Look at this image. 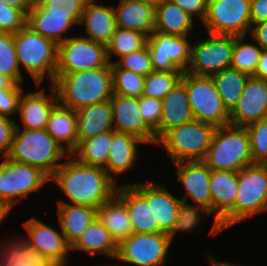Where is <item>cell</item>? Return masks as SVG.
<instances>
[{"label": "cell", "mask_w": 267, "mask_h": 266, "mask_svg": "<svg viewBox=\"0 0 267 266\" xmlns=\"http://www.w3.org/2000/svg\"><path fill=\"white\" fill-rule=\"evenodd\" d=\"M25 266H55V265L50 262L43 261L42 263L30 264V265H25Z\"/></svg>", "instance_id": "59"}, {"label": "cell", "mask_w": 267, "mask_h": 266, "mask_svg": "<svg viewBox=\"0 0 267 266\" xmlns=\"http://www.w3.org/2000/svg\"><path fill=\"white\" fill-rule=\"evenodd\" d=\"M58 102L77 110L96 103L109 101L113 96L112 64L67 74H56L52 83Z\"/></svg>", "instance_id": "2"}, {"label": "cell", "mask_w": 267, "mask_h": 266, "mask_svg": "<svg viewBox=\"0 0 267 266\" xmlns=\"http://www.w3.org/2000/svg\"><path fill=\"white\" fill-rule=\"evenodd\" d=\"M116 195L126 204L133 233H159L152 213V182L124 184Z\"/></svg>", "instance_id": "16"}, {"label": "cell", "mask_w": 267, "mask_h": 266, "mask_svg": "<svg viewBox=\"0 0 267 266\" xmlns=\"http://www.w3.org/2000/svg\"><path fill=\"white\" fill-rule=\"evenodd\" d=\"M70 154L43 129H23L16 124L8 158L35 166L51 177ZM60 162V163H59Z\"/></svg>", "instance_id": "3"}, {"label": "cell", "mask_w": 267, "mask_h": 266, "mask_svg": "<svg viewBox=\"0 0 267 266\" xmlns=\"http://www.w3.org/2000/svg\"><path fill=\"white\" fill-rule=\"evenodd\" d=\"M23 93L21 84L13 83L7 89H0V116L11 118L19 112V103Z\"/></svg>", "instance_id": "48"}, {"label": "cell", "mask_w": 267, "mask_h": 266, "mask_svg": "<svg viewBox=\"0 0 267 266\" xmlns=\"http://www.w3.org/2000/svg\"><path fill=\"white\" fill-rule=\"evenodd\" d=\"M12 7L21 10L26 16H28L30 10L34 7L36 0H5Z\"/></svg>", "instance_id": "54"}, {"label": "cell", "mask_w": 267, "mask_h": 266, "mask_svg": "<svg viewBox=\"0 0 267 266\" xmlns=\"http://www.w3.org/2000/svg\"><path fill=\"white\" fill-rule=\"evenodd\" d=\"M88 0H36L48 14L58 16H82Z\"/></svg>", "instance_id": "44"}, {"label": "cell", "mask_w": 267, "mask_h": 266, "mask_svg": "<svg viewBox=\"0 0 267 266\" xmlns=\"http://www.w3.org/2000/svg\"><path fill=\"white\" fill-rule=\"evenodd\" d=\"M210 264H211V266H235V265H233L232 263H229V262L217 261L212 256L210 258Z\"/></svg>", "instance_id": "56"}, {"label": "cell", "mask_w": 267, "mask_h": 266, "mask_svg": "<svg viewBox=\"0 0 267 266\" xmlns=\"http://www.w3.org/2000/svg\"><path fill=\"white\" fill-rule=\"evenodd\" d=\"M16 122L13 119L0 116V155L5 158L10 152Z\"/></svg>", "instance_id": "49"}, {"label": "cell", "mask_w": 267, "mask_h": 266, "mask_svg": "<svg viewBox=\"0 0 267 266\" xmlns=\"http://www.w3.org/2000/svg\"><path fill=\"white\" fill-rule=\"evenodd\" d=\"M67 159L69 160L62 162L56 169L50 180L55 182L71 201L69 204L98 209L116 195V180L103 168L79 163L71 155Z\"/></svg>", "instance_id": "1"}, {"label": "cell", "mask_w": 267, "mask_h": 266, "mask_svg": "<svg viewBox=\"0 0 267 266\" xmlns=\"http://www.w3.org/2000/svg\"><path fill=\"white\" fill-rule=\"evenodd\" d=\"M251 23L267 21V0H250Z\"/></svg>", "instance_id": "51"}, {"label": "cell", "mask_w": 267, "mask_h": 266, "mask_svg": "<svg viewBox=\"0 0 267 266\" xmlns=\"http://www.w3.org/2000/svg\"><path fill=\"white\" fill-rule=\"evenodd\" d=\"M81 250L87 255H106L116 258L118 244L112 238L111 233L96 218L71 246V250Z\"/></svg>", "instance_id": "31"}, {"label": "cell", "mask_w": 267, "mask_h": 266, "mask_svg": "<svg viewBox=\"0 0 267 266\" xmlns=\"http://www.w3.org/2000/svg\"><path fill=\"white\" fill-rule=\"evenodd\" d=\"M234 50L233 35H214L191 46V62L186 72L199 76H212L230 68Z\"/></svg>", "instance_id": "11"}, {"label": "cell", "mask_w": 267, "mask_h": 266, "mask_svg": "<svg viewBox=\"0 0 267 266\" xmlns=\"http://www.w3.org/2000/svg\"><path fill=\"white\" fill-rule=\"evenodd\" d=\"M174 165L178 168L177 177L185 189L181 200L187 203V199L191 197L196 206L204 208L212 214L209 185L211 169L203 161H184Z\"/></svg>", "instance_id": "20"}, {"label": "cell", "mask_w": 267, "mask_h": 266, "mask_svg": "<svg viewBox=\"0 0 267 266\" xmlns=\"http://www.w3.org/2000/svg\"><path fill=\"white\" fill-rule=\"evenodd\" d=\"M201 211H203L206 216L211 215L210 212H208L204 208L198 207L195 204L189 205L188 203L181 201L176 222L174 225V230L169 235L171 241H173L176 232H190L193 229L195 230V228L198 227L199 222L201 221Z\"/></svg>", "instance_id": "43"}, {"label": "cell", "mask_w": 267, "mask_h": 266, "mask_svg": "<svg viewBox=\"0 0 267 266\" xmlns=\"http://www.w3.org/2000/svg\"><path fill=\"white\" fill-rule=\"evenodd\" d=\"M9 244V245H8ZM0 251V266H25L42 263L44 260L28 243L27 239L8 241Z\"/></svg>", "instance_id": "36"}, {"label": "cell", "mask_w": 267, "mask_h": 266, "mask_svg": "<svg viewBox=\"0 0 267 266\" xmlns=\"http://www.w3.org/2000/svg\"><path fill=\"white\" fill-rule=\"evenodd\" d=\"M181 71H152L145 77L142 96L163 99L181 79Z\"/></svg>", "instance_id": "41"}, {"label": "cell", "mask_w": 267, "mask_h": 266, "mask_svg": "<svg viewBox=\"0 0 267 266\" xmlns=\"http://www.w3.org/2000/svg\"><path fill=\"white\" fill-rule=\"evenodd\" d=\"M14 82L7 76L0 73V89L9 88Z\"/></svg>", "instance_id": "55"}, {"label": "cell", "mask_w": 267, "mask_h": 266, "mask_svg": "<svg viewBox=\"0 0 267 266\" xmlns=\"http://www.w3.org/2000/svg\"><path fill=\"white\" fill-rule=\"evenodd\" d=\"M14 42L18 66H24L37 88L45 75H48L52 84L58 63V44L41 36L28 25L14 34Z\"/></svg>", "instance_id": "4"}, {"label": "cell", "mask_w": 267, "mask_h": 266, "mask_svg": "<svg viewBox=\"0 0 267 266\" xmlns=\"http://www.w3.org/2000/svg\"><path fill=\"white\" fill-rule=\"evenodd\" d=\"M112 131L81 141L70 154L79 163L104 168L109 158Z\"/></svg>", "instance_id": "35"}, {"label": "cell", "mask_w": 267, "mask_h": 266, "mask_svg": "<svg viewBox=\"0 0 267 266\" xmlns=\"http://www.w3.org/2000/svg\"><path fill=\"white\" fill-rule=\"evenodd\" d=\"M194 120L185 83L180 79L162 99L160 139L171 129Z\"/></svg>", "instance_id": "22"}, {"label": "cell", "mask_w": 267, "mask_h": 266, "mask_svg": "<svg viewBox=\"0 0 267 266\" xmlns=\"http://www.w3.org/2000/svg\"><path fill=\"white\" fill-rule=\"evenodd\" d=\"M109 63L106 45L87 39L85 36L67 37L58 44L56 74L97 69Z\"/></svg>", "instance_id": "12"}, {"label": "cell", "mask_w": 267, "mask_h": 266, "mask_svg": "<svg viewBox=\"0 0 267 266\" xmlns=\"http://www.w3.org/2000/svg\"><path fill=\"white\" fill-rule=\"evenodd\" d=\"M245 36H234V50L231 68L253 76L259 62L262 49L259 45L245 43Z\"/></svg>", "instance_id": "38"}, {"label": "cell", "mask_w": 267, "mask_h": 266, "mask_svg": "<svg viewBox=\"0 0 267 266\" xmlns=\"http://www.w3.org/2000/svg\"><path fill=\"white\" fill-rule=\"evenodd\" d=\"M114 8L116 27L142 32L149 36L154 31L155 8L142 0H120Z\"/></svg>", "instance_id": "25"}, {"label": "cell", "mask_w": 267, "mask_h": 266, "mask_svg": "<svg viewBox=\"0 0 267 266\" xmlns=\"http://www.w3.org/2000/svg\"><path fill=\"white\" fill-rule=\"evenodd\" d=\"M171 242L163 232L132 233L118 245L116 259L135 266H164Z\"/></svg>", "instance_id": "13"}, {"label": "cell", "mask_w": 267, "mask_h": 266, "mask_svg": "<svg viewBox=\"0 0 267 266\" xmlns=\"http://www.w3.org/2000/svg\"><path fill=\"white\" fill-rule=\"evenodd\" d=\"M139 113L145 123L156 133L160 140V122L162 116V100L153 97L140 96L138 98Z\"/></svg>", "instance_id": "46"}, {"label": "cell", "mask_w": 267, "mask_h": 266, "mask_svg": "<svg viewBox=\"0 0 267 266\" xmlns=\"http://www.w3.org/2000/svg\"><path fill=\"white\" fill-rule=\"evenodd\" d=\"M78 144L101 133L114 131L113 108L110 100L75 110Z\"/></svg>", "instance_id": "24"}, {"label": "cell", "mask_w": 267, "mask_h": 266, "mask_svg": "<svg viewBox=\"0 0 267 266\" xmlns=\"http://www.w3.org/2000/svg\"><path fill=\"white\" fill-rule=\"evenodd\" d=\"M215 129L212 124L192 120L169 130L157 145L165 147L173 164L184 161H203Z\"/></svg>", "instance_id": "6"}, {"label": "cell", "mask_w": 267, "mask_h": 266, "mask_svg": "<svg viewBox=\"0 0 267 266\" xmlns=\"http://www.w3.org/2000/svg\"><path fill=\"white\" fill-rule=\"evenodd\" d=\"M253 77L267 81V50H262Z\"/></svg>", "instance_id": "53"}, {"label": "cell", "mask_w": 267, "mask_h": 266, "mask_svg": "<svg viewBox=\"0 0 267 266\" xmlns=\"http://www.w3.org/2000/svg\"><path fill=\"white\" fill-rule=\"evenodd\" d=\"M58 217L61 231L67 243L72 246L83 231L97 218V209L58 201Z\"/></svg>", "instance_id": "29"}, {"label": "cell", "mask_w": 267, "mask_h": 266, "mask_svg": "<svg viewBox=\"0 0 267 266\" xmlns=\"http://www.w3.org/2000/svg\"><path fill=\"white\" fill-rule=\"evenodd\" d=\"M138 144H143L136 137L118 131H112L109 158L103 168L107 174L114 179L116 175L122 174L135 166L138 156Z\"/></svg>", "instance_id": "26"}, {"label": "cell", "mask_w": 267, "mask_h": 266, "mask_svg": "<svg viewBox=\"0 0 267 266\" xmlns=\"http://www.w3.org/2000/svg\"><path fill=\"white\" fill-rule=\"evenodd\" d=\"M202 23L208 34L245 36L252 25L250 0H208Z\"/></svg>", "instance_id": "10"}, {"label": "cell", "mask_w": 267, "mask_h": 266, "mask_svg": "<svg viewBox=\"0 0 267 266\" xmlns=\"http://www.w3.org/2000/svg\"><path fill=\"white\" fill-rule=\"evenodd\" d=\"M57 103V93L52 84L50 95H46L44 88L27 95L23 91L18 113L24 129L46 130L50 113Z\"/></svg>", "instance_id": "21"}, {"label": "cell", "mask_w": 267, "mask_h": 266, "mask_svg": "<svg viewBox=\"0 0 267 266\" xmlns=\"http://www.w3.org/2000/svg\"><path fill=\"white\" fill-rule=\"evenodd\" d=\"M81 17L48 15L35 3L27 16V25L41 36L59 44L67 39L62 34L67 33L73 24L79 25Z\"/></svg>", "instance_id": "28"}, {"label": "cell", "mask_w": 267, "mask_h": 266, "mask_svg": "<svg viewBox=\"0 0 267 266\" xmlns=\"http://www.w3.org/2000/svg\"><path fill=\"white\" fill-rule=\"evenodd\" d=\"M46 132L71 154L78 146L77 116L75 110L63 106L58 102L50 113Z\"/></svg>", "instance_id": "27"}, {"label": "cell", "mask_w": 267, "mask_h": 266, "mask_svg": "<svg viewBox=\"0 0 267 266\" xmlns=\"http://www.w3.org/2000/svg\"><path fill=\"white\" fill-rule=\"evenodd\" d=\"M27 25V16L5 0H0V32L12 33L20 31Z\"/></svg>", "instance_id": "47"}, {"label": "cell", "mask_w": 267, "mask_h": 266, "mask_svg": "<svg viewBox=\"0 0 267 266\" xmlns=\"http://www.w3.org/2000/svg\"><path fill=\"white\" fill-rule=\"evenodd\" d=\"M203 162L211 170L235 172L254 164L247 128L231 124L216 127Z\"/></svg>", "instance_id": "5"}, {"label": "cell", "mask_w": 267, "mask_h": 266, "mask_svg": "<svg viewBox=\"0 0 267 266\" xmlns=\"http://www.w3.org/2000/svg\"><path fill=\"white\" fill-rule=\"evenodd\" d=\"M181 80L186 86L194 120L209 123L215 127L230 124V113L224 107L211 76L183 72Z\"/></svg>", "instance_id": "8"}, {"label": "cell", "mask_w": 267, "mask_h": 266, "mask_svg": "<svg viewBox=\"0 0 267 266\" xmlns=\"http://www.w3.org/2000/svg\"><path fill=\"white\" fill-rule=\"evenodd\" d=\"M193 17L171 0L155 8L154 31L176 36L192 34Z\"/></svg>", "instance_id": "32"}, {"label": "cell", "mask_w": 267, "mask_h": 266, "mask_svg": "<svg viewBox=\"0 0 267 266\" xmlns=\"http://www.w3.org/2000/svg\"><path fill=\"white\" fill-rule=\"evenodd\" d=\"M267 210V167L252 164L238 172V189L233 206V225Z\"/></svg>", "instance_id": "9"}, {"label": "cell", "mask_w": 267, "mask_h": 266, "mask_svg": "<svg viewBox=\"0 0 267 266\" xmlns=\"http://www.w3.org/2000/svg\"><path fill=\"white\" fill-rule=\"evenodd\" d=\"M0 73L9 77L14 83L24 80L17 63L14 34L0 32Z\"/></svg>", "instance_id": "40"}, {"label": "cell", "mask_w": 267, "mask_h": 266, "mask_svg": "<svg viewBox=\"0 0 267 266\" xmlns=\"http://www.w3.org/2000/svg\"><path fill=\"white\" fill-rule=\"evenodd\" d=\"M145 77L129 70L120 69L115 63H112L113 94L139 98L143 93Z\"/></svg>", "instance_id": "39"}, {"label": "cell", "mask_w": 267, "mask_h": 266, "mask_svg": "<svg viewBox=\"0 0 267 266\" xmlns=\"http://www.w3.org/2000/svg\"><path fill=\"white\" fill-rule=\"evenodd\" d=\"M209 185L212 214L216 213L210 233L217 235L233 226V206L237 196L238 172L211 170Z\"/></svg>", "instance_id": "15"}, {"label": "cell", "mask_w": 267, "mask_h": 266, "mask_svg": "<svg viewBox=\"0 0 267 266\" xmlns=\"http://www.w3.org/2000/svg\"><path fill=\"white\" fill-rule=\"evenodd\" d=\"M189 42L188 36L153 31L147 40L153 71L186 72L191 62Z\"/></svg>", "instance_id": "14"}, {"label": "cell", "mask_w": 267, "mask_h": 266, "mask_svg": "<svg viewBox=\"0 0 267 266\" xmlns=\"http://www.w3.org/2000/svg\"><path fill=\"white\" fill-rule=\"evenodd\" d=\"M211 77L224 107L230 113L236 107L250 76L230 67L213 74Z\"/></svg>", "instance_id": "34"}, {"label": "cell", "mask_w": 267, "mask_h": 266, "mask_svg": "<svg viewBox=\"0 0 267 266\" xmlns=\"http://www.w3.org/2000/svg\"><path fill=\"white\" fill-rule=\"evenodd\" d=\"M142 1L148 5L153 6L154 8H157L158 6H160L161 4H163L169 0H142Z\"/></svg>", "instance_id": "57"}, {"label": "cell", "mask_w": 267, "mask_h": 266, "mask_svg": "<svg viewBox=\"0 0 267 266\" xmlns=\"http://www.w3.org/2000/svg\"><path fill=\"white\" fill-rule=\"evenodd\" d=\"M148 36L142 32L122 29L117 27L110 42L106 45L109 62L112 55H117L119 59L127 54L140 50L147 45Z\"/></svg>", "instance_id": "37"}, {"label": "cell", "mask_w": 267, "mask_h": 266, "mask_svg": "<svg viewBox=\"0 0 267 266\" xmlns=\"http://www.w3.org/2000/svg\"><path fill=\"white\" fill-rule=\"evenodd\" d=\"M181 199L174 197L164 186L152 182V213L159 230L171 234L179 211Z\"/></svg>", "instance_id": "33"}, {"label": "cell", "mask_w": 267, "mask_h": 266, "mask_svg": "<svg viewBox=\"0 0 267 266\" xmlns=\"http://www.w3.org/2000/svg\"><path fill=\"white\" fill-rule=\"evenodd\" d=\"M97 218L118 245L133 233L127 206L117 195L97 209Z\"/></svg>", "instance_id": "30"}, {"label": "cell", "mask_w": 267, "mask_h": 266, "mask_svg": "<svg viewBox=\"0 0 267 266\" xmlns=\"http://www.w3.org/2000/svg\"><path fill=\"white\" fill-rule=\"evenodd\" d=\"M192 17L197 16L201 21L207 13L208 0H171Z\"/></svg>", "instance_id": "50"}, {"label": "cell", "mask_w": 267, "mask_h": 266, "mask_svg": "<svg viewBox=\"0 0 267 266\" xmlns=\"http://www.w3.org/2000/svg\"><path fill=\"white\" fill-rule=\"evenodd\" d=\"M267 116V81L250 76L236 107L230 112V124L238 127Z\"/></svg>", "instance_id": "19"}, {"label": "cell", "mask_w": 267, "mask_h": 266, "mask_svg": "<svg viewBox=\"0 0 267 266\" xmlns=\"http://www.w3.org/2000/svg\"><path fill=\"white\" fill-rule=\"evenodd\" d=\"M254 164L267 162V116L247 127Z\"/></svg>", "instance_id": "42"}, {"label": "cell", "mask_w": 267, "mask_h": 266, "mask_svg": "<svg viewBox=\"0 0 267 266\" xmlns=\"http://www.w3.org/2000/svg\"><path fill=\"white\" fill-rule=\"evenodd\" d=\"M8 212L0 205V224L8 216Z\"/></svg>", "instance_id": "58"}, {"label": "cell", "mask_w": 267, "mask_h": 266, "mask_svg": "<svg viewBox=\"0 0 267 266\" xmlns=\"http://www.w3.org/2000/svg\"><path fill=\"white\" fill-rule=\"evenodd\" d=\"M114 130L132 135L144 144H158L156 133L145 123L139 113L138 97L113 94Z\"/></svg>", "instance_id": "18"}, {"label": "cell", "mask_w": 267, "mask_h": 266, "mask_svg": "<svg viewBox=\"0 0 267 266\" xmlns=\"http://www.w3.org/2000/svg\"><path fill=\"white\" fill-rule=\"evenodd\" d=\"M252 36L251 39L257 42L262 50H267V21L255 23L251 25L249 32Z\"/></svg>", "instance_id": "52"}, {"label": "cell", "mask_w": 267, "mask_h": 266, "mask_svg": "<svg viewBox=\"0 0 267 266\" xmlns=\"http://www.w3.org/2000/svg\"><path fill=\"white\" fill-rule=\"evenodd\" d=\"M49 180L39 168L5 157L0 163V205L10 213L18 201L39 191Z\"/></svg>", "instance_id": "7"}, {"label": "cell", "mask_w": 267, "mask_h": 266, "mask_svg": "<svg viewBox=\"0 0 267 266\" xmlns=\"http://www.w3.org/2000/svg\"><path fill=\"white\" fill-rule=\"evenodd\" d=\"M112 63H115L120 69L129 70L143 76H147L153 71L147 45Z\"/></svg>", "instance_id": "45"}, {"label": "cell", "mask_w": 267, "mask_h": 266, "mask_svg": "<svg viewBox=\"0 0 267 266\" xmlns=\"http://www.w3.org/2000/svg\"><path fill=\"white\" fill-rule=\"evenodd\" d=\"M28 233V243L39 253L44 261L55 266H66L67 255L71 246L67 243L63 232H59L36 218L23 223Z\"/></svg>", "instance_id": "17"}, {"label": "cell", "mask_w": 267, "mask_h": 266, "mask_svg": "<svg viewBox=\"0 0 267 266\" xmlns=\"http://www.w3.org/2000/svg\"><path fill=\"white\" fill-rule=\"evenodd\" d=\"M88 0L80 20L86 27L87 39L107 45L115 32L116 18L113 6H104Z\"/></svg>", "instance_id": "23"}]
</instances>
